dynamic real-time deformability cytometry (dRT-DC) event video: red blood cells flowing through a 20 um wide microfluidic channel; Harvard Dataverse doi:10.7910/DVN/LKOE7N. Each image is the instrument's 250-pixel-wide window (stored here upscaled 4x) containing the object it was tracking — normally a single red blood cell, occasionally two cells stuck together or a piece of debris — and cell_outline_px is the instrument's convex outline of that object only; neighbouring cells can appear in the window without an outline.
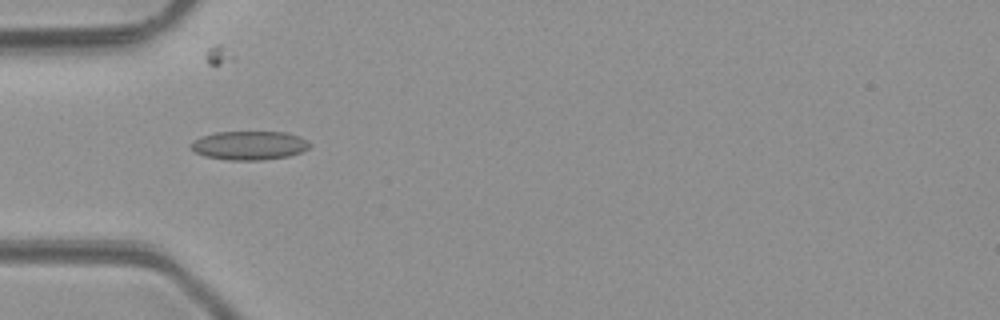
{"species": "common noctule bat (a hibernating species)", "species_latin": "Nyctalus noctula", "temperature_condition": "room temperature", "stored_images_in_passage": 6, "camera_frame_rate_fps": 3000, "um_per_image_px": 0.085, "animal": {"sex": "male", "body_mass_g": 23.1, "forearm_length_mm": 52.7}, "frame": {"image": 1, "passage_image": 4, "time_ms": 4.333, "image_size_px": [1000, 320], "cell_outline_px": [[312, 144], [308, 148], [300, 152], [288, 156], [260, 160], [228, 160], [204, 156], [196, 152], [192, 148], [192, 144], [200, 136], [216, 132], [288, 132], [300, 136], [308, 140]], "centroid_in_image_um": [21.23, 12.35], "position_along_channel_um": 63.8, "area_um2": 19.88}}
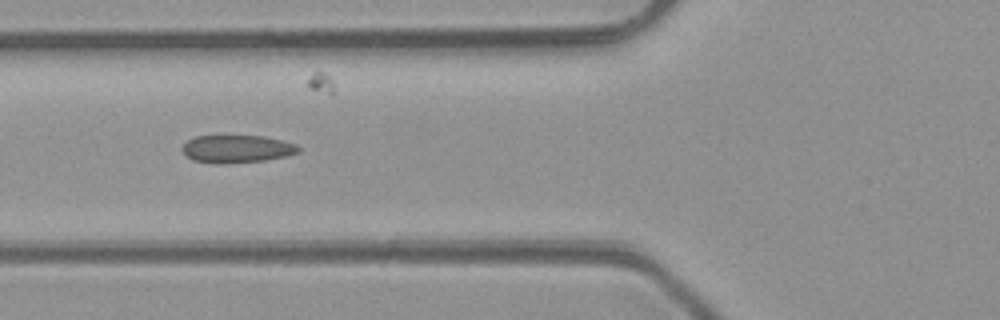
{"frame": {"image": 2, "passage_image": 5, "time_ms": 5.333, "image_size_px": [1000, 320], "cell_outline_px": [[300, 152], [284, 156], [264, 160], [224, 164], [216, 164], [192, 160], [180, 148], [188, 140], [196, 136], [260, 136], [280, 140], [296, 144], [300, 148]], "centroid_in_image_um": [20.11, 12.66], "position_along_channel_um": 105.7, "area_um2": 18.61}}